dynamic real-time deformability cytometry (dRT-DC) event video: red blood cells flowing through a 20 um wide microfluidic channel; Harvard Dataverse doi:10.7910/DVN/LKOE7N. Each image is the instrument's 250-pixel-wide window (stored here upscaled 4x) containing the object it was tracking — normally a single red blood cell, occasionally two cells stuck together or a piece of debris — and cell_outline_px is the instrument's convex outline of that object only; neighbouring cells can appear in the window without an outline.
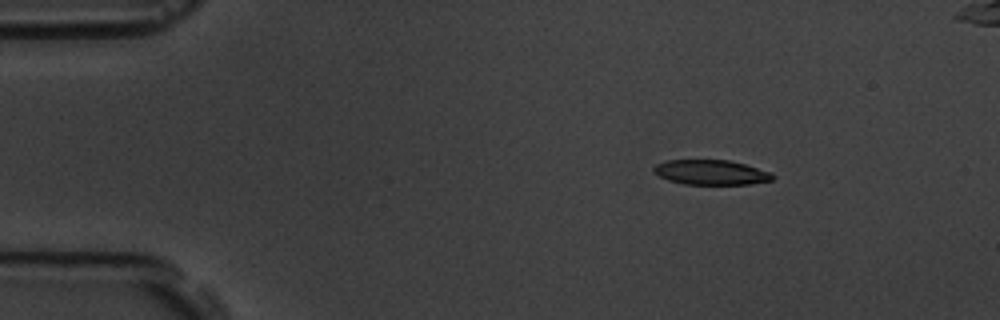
{"species": "common noctule bat (a hibernating species)", "species_latin": "Nyctalus noctula", "temperature_condition": "room temperature", "stored_images_in_passage": 7, "camera_frame_rate_fps": 3000, "um_per_image_px": 0.085, "animal": {"sex": "male", "body_mass_g": 19.5, "forearm_length_mm": 54.6}, "frame": {"image": 1, "passage_image": 3, "time_ms": 2.333, "image_size_px": [1000, 320], "cell_outline_px": [[776, 176], [772, 180], [748, 184], [684, 184], [668, 180], [660, 176], [652, 168], [656, 164], [664, 160], [728, 160], [744, 164], [772, 172]], "centroid_in_image_um": [60.45, 14.64], "position_along_channel_um": 24.6, "area_um2": 17.17}}
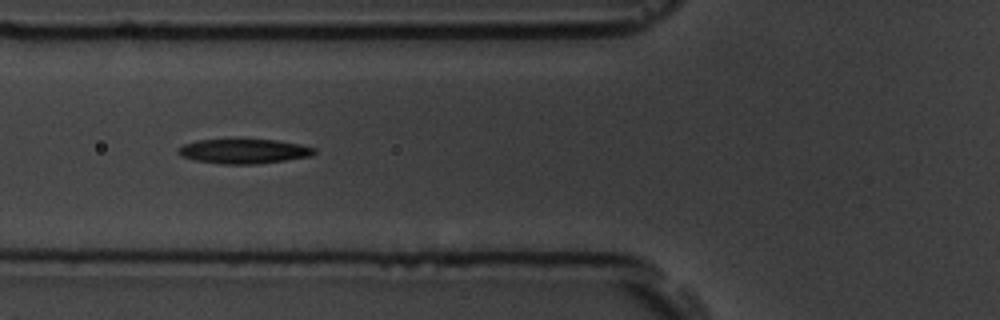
{"frame": {"image": 2, "passage_image": 6, "time_ms": 6.667, "image_size_px": [1000, 320], "cell_outline_px": [[316, 152], [312, 156], [256, 164], [220, 164], [196, 160], [180, 156], [176, 152], [176, 148], [184, 144], [196, 140], [276, 140], [300, 144], [316, 148]], "centroid_in_image_um": [20.7, 12.86], "position_along_channel_um": 105.1, "area_um2": 19.48}}
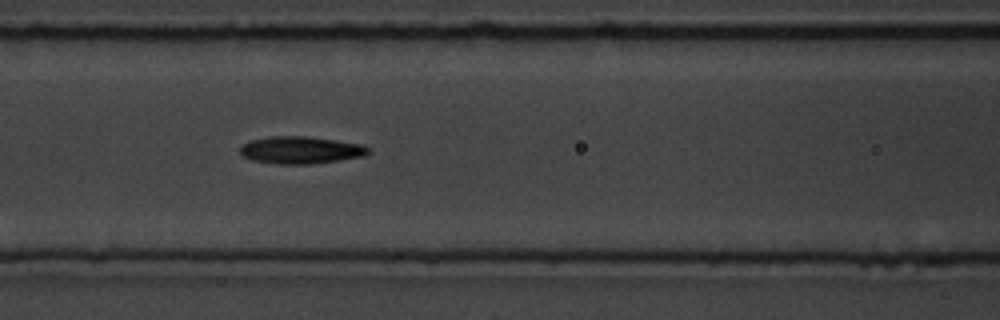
{"frame": {"image": 3, "passage_image": 7, "time_ms": 7.667, "image_size_px": [1000, 320], "cell_outline_px": [[372, 152], [364, 156], [340, 160], [312, 164], [276, 164], [252, 160], [244, 156], [240, 152], [240, 144], [252, 140], [272, 136], [304, 136], [336, 140], [364, 144]], "centroid_in_image_um": [25.58, 12.76], "position_along_channel_um": 141.0, "area_um2": 20.52}}